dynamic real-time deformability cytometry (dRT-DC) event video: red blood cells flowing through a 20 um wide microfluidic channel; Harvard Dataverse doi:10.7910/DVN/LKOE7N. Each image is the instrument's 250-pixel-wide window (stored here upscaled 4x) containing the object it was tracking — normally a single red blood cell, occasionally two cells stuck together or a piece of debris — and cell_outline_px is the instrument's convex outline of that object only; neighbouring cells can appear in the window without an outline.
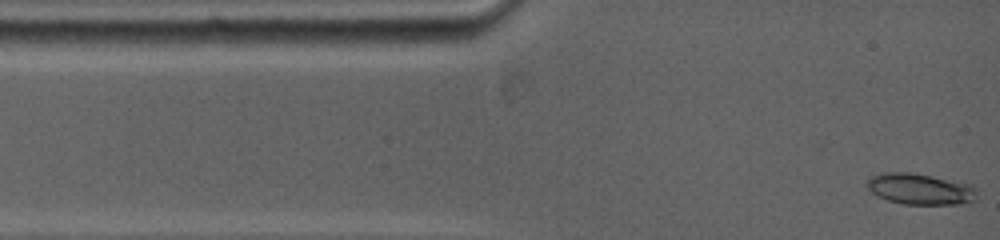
{"species": "common noctule bat (a hibernating species)", "species_latin": "Nyctalus noctula", "temperature_condition": "warm", "stored_images_in_passage": 48, "camera_frame_rate_fps": 5000, "um_per_image_px": 0.085, "animal": {"sex": "female", "body_mass_g": 19.0, "forearm_length_mm": 53.3}, "frame": {"image": 1, "passage_image": 1, "time_ms": 0.0, "image_size_px": [1000, 240], "cell_outline_px": [[976, 200], [960, 204], [904, 204], [888, 200], [876, 196], [868, 188], [868, 180], [872, 176], [892, 172], [908, 172], [928, 176], [944, 180], [972, 188]], "centroid_in_image_um": [78.09, 16.1], "position_along_channel_um": 6.9, "area_um2": 18.79}}
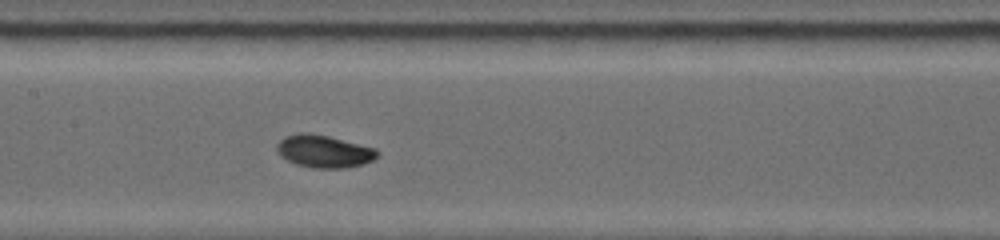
{"frame": {"image": 2, "passage_image": 22, "time_ms": 5.6, "image_size_px": [1000, 240], "cell_outline_px": [[380, 152], [372, 160], [364, 164], [344, 168], [316, 168], [296, 164], [280, 156], [276, 148], [276, 144], [284, 136], [300, 132], [308, 132], [328, 136], [376, 148]], "centroid_in_image_um": [27.52, 12.85], "position_along_channel_um": 179.9, "area_um2": 19.07}}
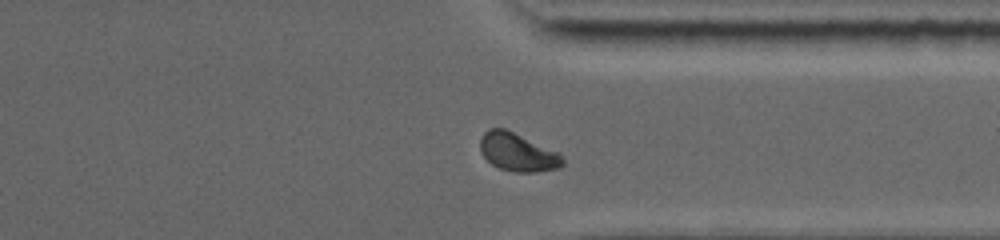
{"frame": {"image": 3, "passage_image": 42, "time_ms": 10.4, "image_size_px": [1000, 240], "cell_outline_px": [[564, 164], [560, 168], [536, 172], [516, 172], [500, 168], [492, 164], [480, 152], [480, 140], [484, 132], [488, 128], [504, 128], [556, 152], [564, 160]], "centroid_in_image_um": [43.97, 12.95], "position_along_channel_um": 367.4, "area_um2": 17.98}, "authors_computed_cell_mechanics": {"area_um2": 18.3804, "velocity_mm_per_s": 3.9145, "shape_relaxation_time_tau1_ms": 3.2858, "shape_relaxation_time_tau2_ms": 1.416, "deformation_change_tau1": 0.154, "deformation_change_tau2": 0.039}}